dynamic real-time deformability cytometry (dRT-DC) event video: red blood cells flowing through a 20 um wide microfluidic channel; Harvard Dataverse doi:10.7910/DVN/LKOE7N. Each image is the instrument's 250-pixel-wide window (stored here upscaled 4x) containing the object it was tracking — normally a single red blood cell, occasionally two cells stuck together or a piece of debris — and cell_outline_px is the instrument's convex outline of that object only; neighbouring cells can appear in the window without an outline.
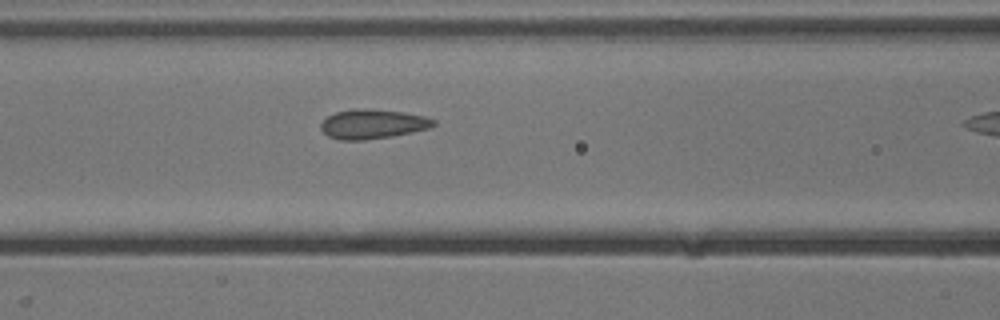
{"species": "common noctule bat (a hibernating species)", "species_latin": "Nyctalus noctula", "temperature_condition": "cold", "stored_images_in_passage": 16, "camera_frame_rate_fps": 3000, "um_per_image_px": 0.085, "animal": {"sex": "male", "body_mass_g": 13.3}, "frame": {"image": 1, "passage_image": 12, "time_ms": 3.667, "image_size_px": [1000, 320], "cell_outline_px": [[436, 124], [428, 128], [392, 136], [364, 140], [340, 140], [328, 136], [320, 128], [320, 124], [328, 116], [336, 112], [356, 108], [368, 108], [404, 112], [424, 116], [436, 120]], "centroid_in_image_um": [31.66, 10.53], "position_along_channel_um": 134.9, "area_um2": 19.31}}